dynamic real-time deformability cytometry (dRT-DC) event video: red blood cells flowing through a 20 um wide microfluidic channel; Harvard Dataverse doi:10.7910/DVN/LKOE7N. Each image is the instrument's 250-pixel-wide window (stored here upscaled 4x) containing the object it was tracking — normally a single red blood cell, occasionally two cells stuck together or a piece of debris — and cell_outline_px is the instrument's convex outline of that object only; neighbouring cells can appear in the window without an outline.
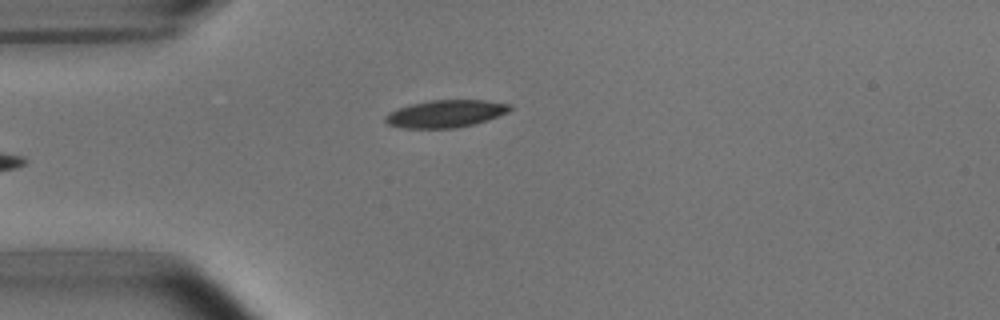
{"species": "common noctule bat (a hibernating species)", "species_latin": "Nyctalus noctula", "temperature_condition": "room temperature", "stored_images_in_passage": 5, "camera_frame_rate_fps": 3000, "um_per_image_px": 0.085, "animal": {"sex": "male", "body_mass_g": 15.6}, "frame": {"image": 1, "passage_image": 5, "time_ms": 1.333, "image_size_px": [1000, 320], "cell_outline_px": [[512, 108], [508, 112], [472, 124], [456, 128], [404, 128], [388, 124], [384, 120], [384, 116], [388, 112], [396, 108], [408, 104], [432, 100], [484, 100], [512, 104]], "centroid_in_image_um": [37.82, 9.65], "position_along_channel_um": 47.2, "area_um2": 19.88}}